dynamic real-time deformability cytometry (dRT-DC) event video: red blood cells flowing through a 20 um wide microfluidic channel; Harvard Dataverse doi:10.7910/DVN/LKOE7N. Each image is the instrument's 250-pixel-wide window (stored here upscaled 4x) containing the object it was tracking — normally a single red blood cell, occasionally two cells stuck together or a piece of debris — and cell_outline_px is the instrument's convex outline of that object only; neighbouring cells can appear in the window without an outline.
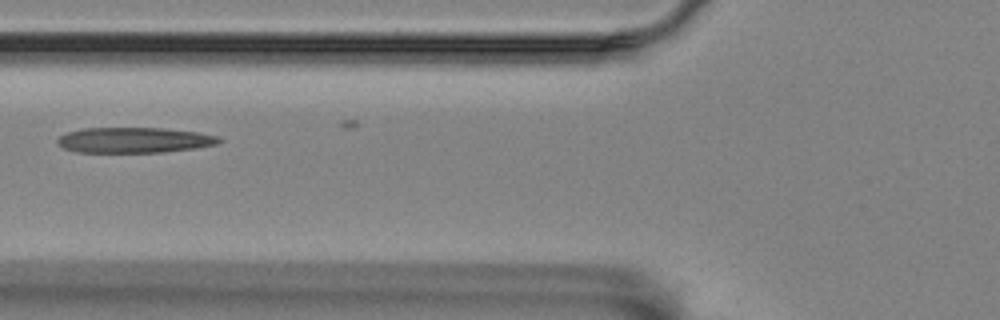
{"species": "Egyptian fruit bat (a non-hibernating species)", "species_latin": "Rousettus aegyptiacus", "temperature_condition": "room temperature", "stored_images_in_passage": 2, "camera_frame_rate_fps": 3000, "um_per_image_px": 0.085, "animal": {"sex": "female"}, "frame": {"image": 1, "passage_image": 2, "time_ms": 0.333, "image_size_px": [1000, 320], "cell_outline_px": [[224, 140], [216, 144], [196, 148], [164, 152], [76, 152], [64, 148], [56, 144], [56, 140], [60, 136], [68, 132], [84, 128], [164, 128], [200, 132], [220, 136]], "centroid_in_image_um": [11.44, 11.9], "position_along_channel_um": 114.4, "area_um2": 24.16}}